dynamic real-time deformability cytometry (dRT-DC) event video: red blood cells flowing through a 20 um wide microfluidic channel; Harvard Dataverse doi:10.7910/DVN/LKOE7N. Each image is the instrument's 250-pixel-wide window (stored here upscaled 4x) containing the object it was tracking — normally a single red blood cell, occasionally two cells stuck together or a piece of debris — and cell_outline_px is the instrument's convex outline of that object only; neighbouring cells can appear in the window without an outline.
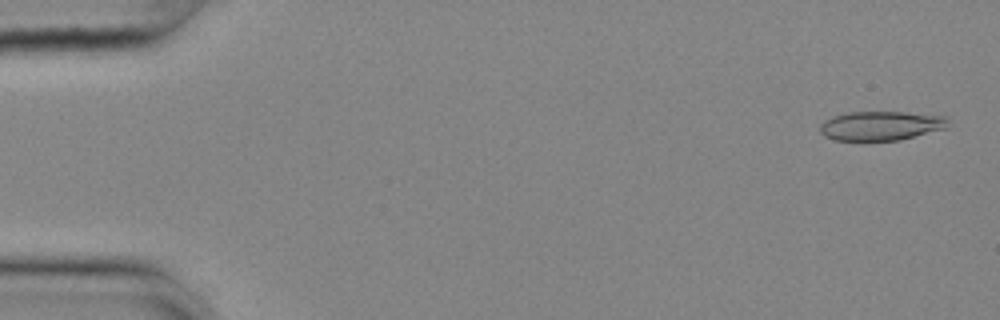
{"species": "common noctule bat (a hibernating species)", "species_latin": "Nyctalus noctula", "temperature_condition": "cold", "stored_images_in_passage": 55, "camera_frame_rate_fps": 3000, "um_per_image_px": 0.085, "animal": {"sex": "female", "body_mass_g": 25.1}, "frame": {"image": 1, "passage_image": 2, "time_ms": 0.333, "image_size_px": [1000, 320], "cell_outline_px": [[948, 120], [944, 128], [900, 140], [864, 144], [860, 144], [832, 140], [824, 136], [820, 132], [820, 124], [824, 120], [832, 116], [848, 112], [904, 112], [944, 116]], "centroid_in_image_um": [74.74, 10.75], "position_along_channel_um": 10.3, "area_um2": 22.66}}
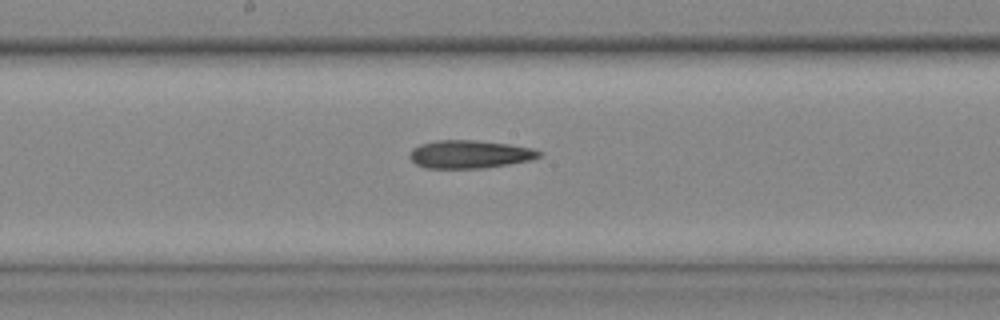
{"frame": {"image": 2, "passage_image": 29, "time_ms": 9.333, "image_size_px": [1000, 320], "cell_outline_px": [[544, 152], [540, 156], [532, 160], [508, 164], [480, 168], [424, 168], [416, 164], [408, 156], [412, 148], [420, 144], [436, 140], [472, 140], [508, 144], [532, 148]], "centroid_in_image_um": [39.91, 13.11], "position_along_channel_um": 208.3, "area_um2": 21.15}}
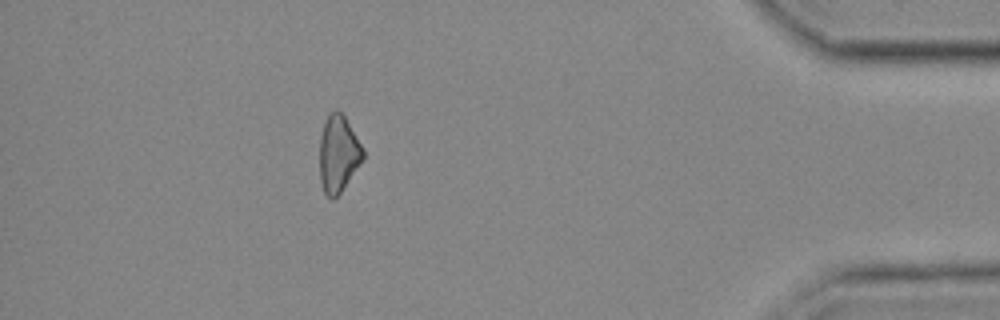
{"frame": {"image": 3, "passage_image": 49, "time_ms": 16.0, "image_size_px": [1000, 320], "cell_outline_px": [[364, 156], [340, 192], [332, 200], [324, 192], [320, 180], [320, 136], [328, 112], [336, 108], [344, 116], [364, 148]], "centroid_in_image_um": [28.74, 13.03], "position_along_channel_um": 406.5, "area_um2": 19.13}, "authors_computed_cell_mechanics": {"area_um2": 21.2704, "velocity_mm_per_s": 3.6827, "shape_relaxation_time_tau1_ms": null, "shape_relaxation_time_tau2_ms": 5.4688, "deformation_change_tau1": null, "deformation_change_tau2": 0.1709}}